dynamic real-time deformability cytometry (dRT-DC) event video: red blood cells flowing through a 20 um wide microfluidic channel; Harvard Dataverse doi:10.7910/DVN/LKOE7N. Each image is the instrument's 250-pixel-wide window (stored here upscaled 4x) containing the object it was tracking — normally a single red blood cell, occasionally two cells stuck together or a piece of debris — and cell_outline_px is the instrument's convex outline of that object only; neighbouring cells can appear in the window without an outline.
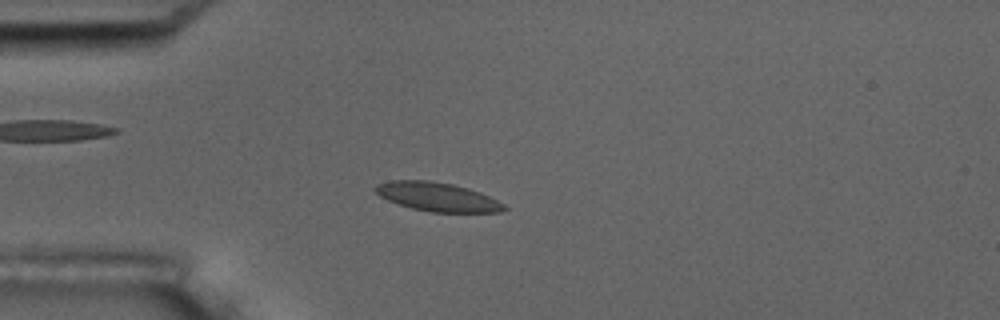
{"species": "common noctule bat (a hibernating species)", "species_latin": "Nyctalus noctula", "temperature_condition": "room temperature", "stored_images_in_passage": 14, "camera_frame_rate_fps": 3000, "um_per_image_px": 0.085, "animal": {"sex": "male", "body_mass_g": 17.5, "forearm_length_mm": 52.3}, "frame": {"image": 1, "passage_image": 3, "time_ms": 3.333, "image_size_px": [1000, 320], "cell_outline_px": [[508, 208], [500, 212], [432, 212], [412, 208], [388, 200], [380, 196], [372, 188], [376, 184], [392, 180], [428, 180], [452, 184], [468, 188], [480, 192], [504, 204]], "centroid_in_image_um": [37.16, 16.72], "position_along_channel_um": 47.8, "area_um2": 21.5}}
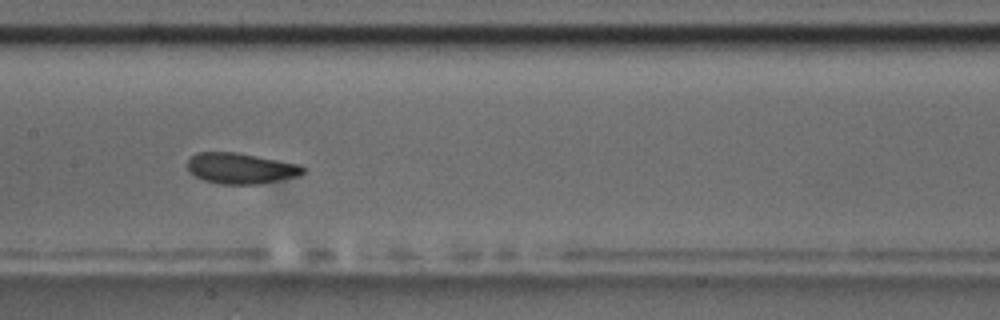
{"frame": {"image": 2, "passage_image": 7, "time_ms": 7.667, "image_size_px": [1000, 320], "cell_outline_px": [[304, 172], [296, 176], [256, 184], [220, 184], [204, 180], [188, 172], [188, 160], [196, 152], [236, 152], [296, 164], [304, 168]], "centroid_in_image_um": [20.38, 14.3], "position_along_channel_um": 187.0, "area_um2": 20.29}}
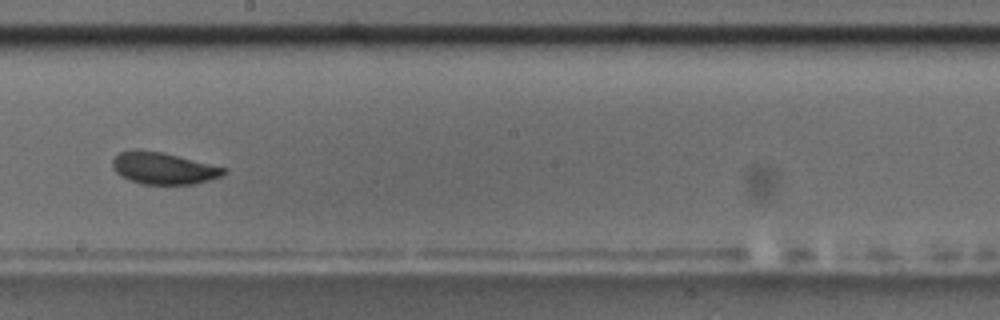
{"frame": {"image": 3, "passage_image": 8, "time_ms": 9.0, "image_size_px": [1000, 320], "cell_outline_px": [[228, 172], [220, 176], [208, 180], [192, 184], [140, 184], [128, 180], [120, 176], [112, 168], [112, 160], [120, 152], [136, 148], [160, 152], [228, 168]], "centroid_in_image_um": [13.85, 14.3], "position_along_channel_um": 234.3, "area_um2": 20.69}, "authors_computed_cell_mechanics": {"area_um2": 20.9814, "velocity_mm_per_s": 3.5619, "shape_relaxation_time_tau1_ms": 2.3584, "shape_relaxation_time_tau2_ms": null, "deformation_change_tau1": 0.065, "deformation_change_tau2": null}}